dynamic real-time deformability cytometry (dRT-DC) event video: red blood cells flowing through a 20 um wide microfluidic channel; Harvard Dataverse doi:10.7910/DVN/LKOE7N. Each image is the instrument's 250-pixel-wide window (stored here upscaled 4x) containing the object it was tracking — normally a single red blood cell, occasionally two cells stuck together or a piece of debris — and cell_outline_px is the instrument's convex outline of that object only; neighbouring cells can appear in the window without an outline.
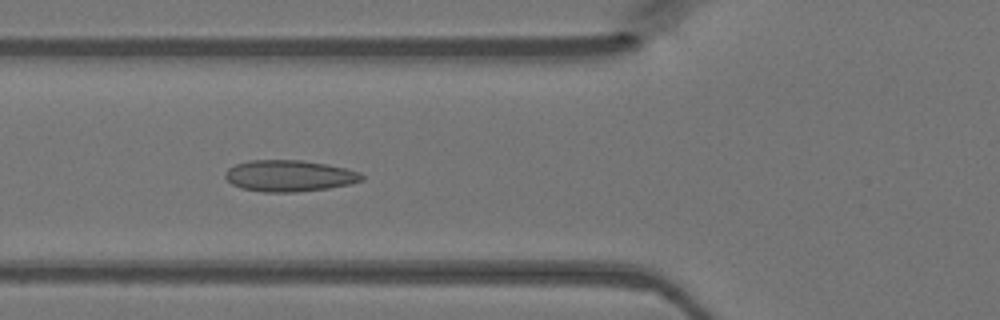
{"species": "Egyptian fruit bat (a non-hibernating species)", "species_latin": "Rousettus aegyptiacus", "temperature_condition": "warm", "stored_images_in_passage": 47, "camera_frame_rate_fps": 3000, "um_per_image_px": 0.085, "animal": {"sex": "female"}, "frame": {"image": 1, "passage_image": 17, "time_ms": 5.333, "image_size_px": [1000, 320], "cell_outline_px": [[364, 180], [352, 184], [328, 188], [296, 192], [264, 192], [240, 188], [232, 184], [224, 176], [224, 172], [228, 168], [236, 164], [248, 160], [300, 160], [328, 164], [348, 168], [360, 172], [364, 176]], "centroid_in_image_um": [24.61, 14.94], "position_along_channel_um": 101.2, "area_um2": 25.26}}
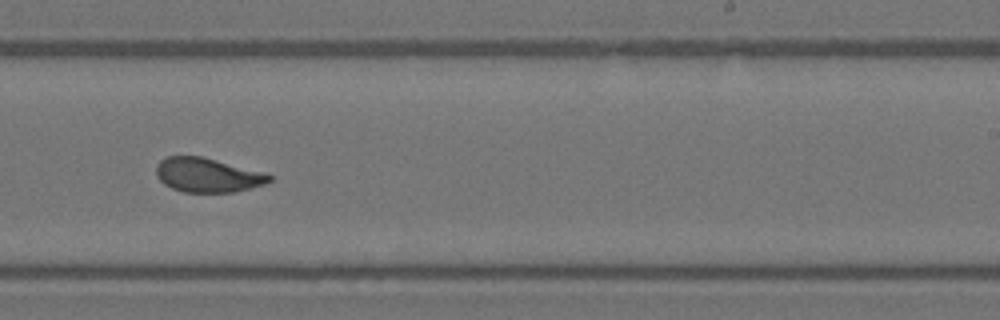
{"frame": {"image": 2, "passage_image": 29, "time_ms": 9.333, "image_size_px": [1000, 320], "cell_outline_px": [[272, 180], [264, 184], [236, 192], [184, 192], [172, 188], [164, 184], [156, 176], [156, 164], [160, 160], [168, 156], [200, 156], [216, 160], [260, 172], [272, 176]], "centroid_in_image_um": [17.58, 14.89], "position_along_channel_um": 271.4, "area_um2": 22.31}}
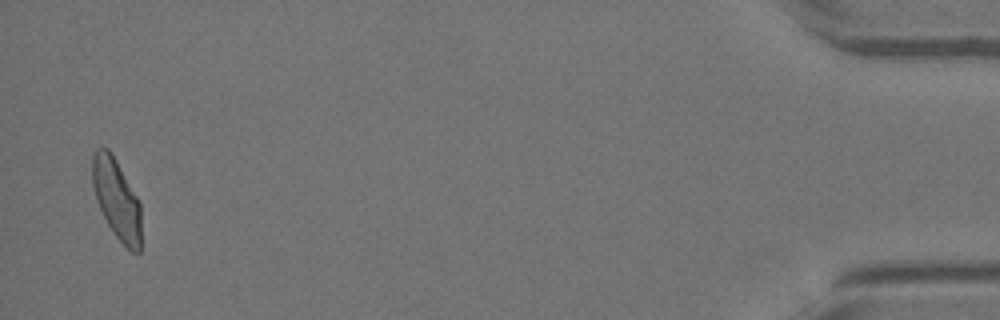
{"frame": {"image": 3, "passage_image": 46, "time_ms": 15.0, "image_size_px": [1000, 320], "cell_outline_px": [[140, 252], [132, 252], [112, 232], [96, 200], [92, 184], [92, 156], [96, 148], [108, 148], [112, 152], [140, 200]], "centroid_in_image_um": [9.91, 16.87], "position_along_channel_um": 425.3, "area_um2": 22.89}}